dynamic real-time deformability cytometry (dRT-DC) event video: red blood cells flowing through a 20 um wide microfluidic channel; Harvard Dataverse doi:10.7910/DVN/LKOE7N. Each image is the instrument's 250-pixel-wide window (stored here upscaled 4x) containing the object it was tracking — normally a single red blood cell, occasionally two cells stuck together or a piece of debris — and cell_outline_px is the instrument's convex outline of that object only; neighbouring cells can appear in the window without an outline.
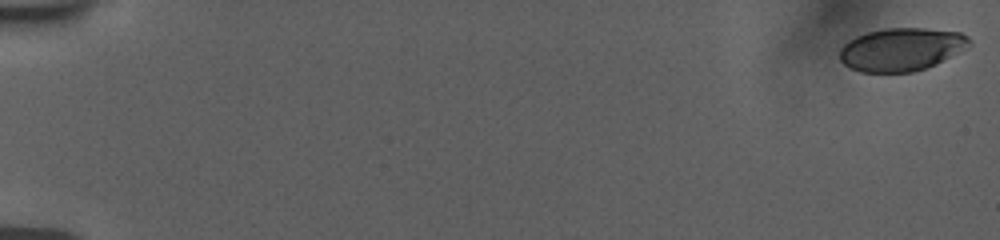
{"species": "human", "species_latin": "Homo sapiens", "temperature_condition": "room temperature", "stored_images_in_passage": 63, "camera_frame_rate_fps": 3000, "um_per_image_px": 0.085, "donor": {"sex": "female"}, "frame": {"image": 1, "passage_image": 1, "time_ms": 0.0, "image_size_px": [1000, 240], "cell_outline_px": [[972, 44], [936, 64], [912, 72], [860, 72], [844, 64], [840, 60], [840, 48], [844, 44], [856, 36], [868, 32], [884, 28], [924, 28], [960, 32], [968, 36], [972, 40]], "centroid_in_image_um": [76.62, 4.19], "position_along_channel_um": 8.4, "area_um2": 32.37}}
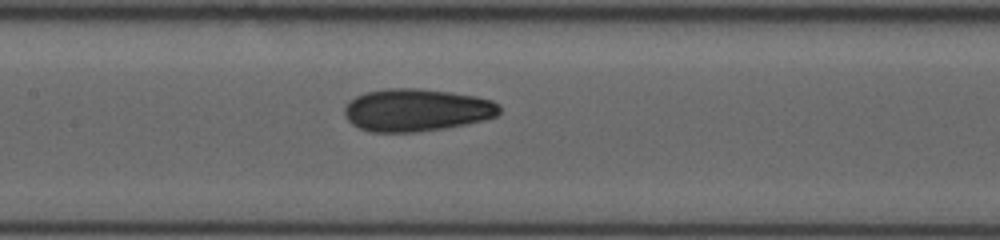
{"frame": {"image": 2, "passage_image": 33, "time_ms": 9.333, "image_size_px": [1000, 240], "cell_outline_px": [[500, 112], [496, 116], [484, 120], [444, 128], [416, 132], [368, 132], [352, 124], [344, 116], [344, 108], [348, 100], [356, 96], [368, 92], [388, 88], [420, 88], [476, 96], [492, 100], [500, 104]], "centroid_in_image_um": [35.39, 9.35], "position_along_channel_um": 172.0, "area_um2": 38.55}}
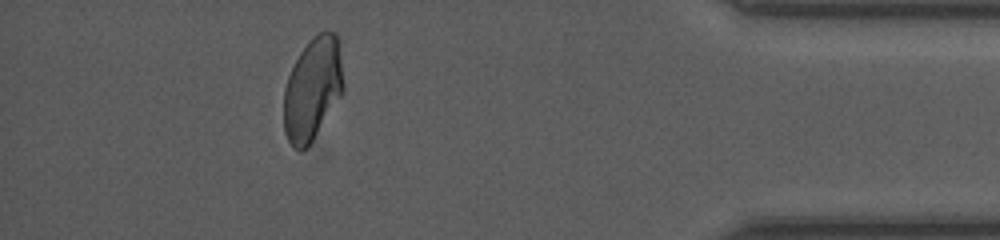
{"frame": {"image": 3, "passage_image": 59, "time_ms": 16.667, "image_size_px": [1000, 240], "cell_outline_px": [[344, 92], [312, 140], [300, 152], [292, 148], [284, 132], [284, 88], [288, 76], [300, 52], [312, 36], [320, 32], [336, 32], [340, 40], [344, 84]], "centroid_in_image_um": [26.59, 7.53], "position_along_channel_um": 408.6, "area_um2": 36.01}, "authors_computed_cell_mechanics": {"area_um2": 36.3562, "velocity_mm_per_s": 3.771, "shape_relaxation_time_tau1_ms": null, "shape_relaxation_time_tau2_ms": 1.56, "deformation_change_tau1": null, "deformation_change_tau2": 0.0722}}